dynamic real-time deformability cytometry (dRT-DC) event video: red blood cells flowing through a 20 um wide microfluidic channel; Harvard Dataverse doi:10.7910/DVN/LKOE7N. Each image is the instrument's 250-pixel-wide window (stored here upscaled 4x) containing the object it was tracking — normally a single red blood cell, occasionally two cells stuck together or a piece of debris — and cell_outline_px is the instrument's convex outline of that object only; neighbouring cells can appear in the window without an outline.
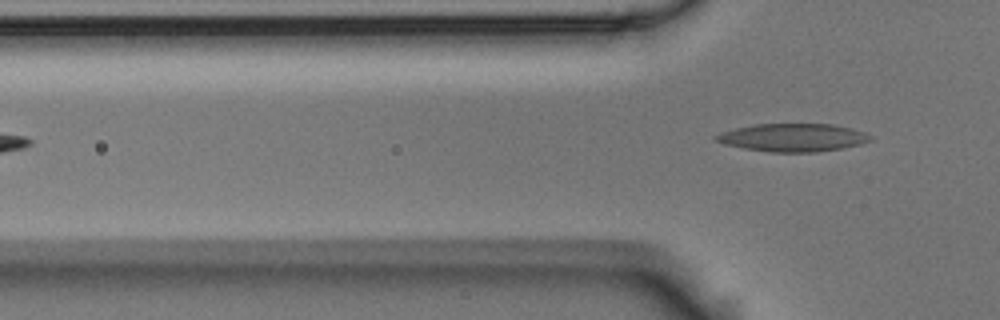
{"species": "Egyptian fruit bat (a non-hibernating species)", "species_latin": "Rousettus aegyptiacus", "temperature_condition": "room temperature", "stored_images_in_passage": 7, "camera_frame_rate_fps": 3000, "um_per_image_px": 0.085, "animal": {"sex": "male"}, "frame": {"image": 1, "passage_image": 7, "time_ms": 2.0, "image_size_px": [1000, 320], "cell_outline_px": [[872, 140], [860, 144], [844, 148], [816, 152], [772, 152], [744, 148], [724, 144], [712, 140], [712, 136], [720, 132], [736, 128], [756, 124], [832, 124], [852, 128], [864, 132], [872, 136]], "centroid_in_image_um": [67.38, 11.69], "position_along_channel_um": 58.4, "area_um2": 25.32}}